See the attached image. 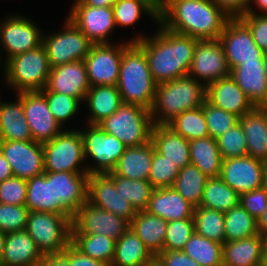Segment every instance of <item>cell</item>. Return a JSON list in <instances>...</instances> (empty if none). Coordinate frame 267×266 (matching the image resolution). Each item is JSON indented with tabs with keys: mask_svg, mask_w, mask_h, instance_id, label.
Instances as JSON below:
<instances>
[{
	"mask_svg": "<svg viewBox=\"0 0 267 266\" xmlns=\"http://www.w3.org/2000/svg\"><path fill=\"white\" fill-rule=\"evenodd\" d=\"M158 25V33L152 37L131 39L144 51L154 81L160 84L188 76L198 39Z\"/></svg>",
	"mask_w": 267,
	"mask_h": 266,
	"instance_id": "obj_1",
	"label": "cell"
},
{
	"mask_svg": "<svg viewBox=\"0 0 267 266\" xmlns=\"http://www.w3.org/2000/svg\"><path fill=\"white\" fill-rule=\"evenodd\" d=\"M229 19L211 0H159V22L198 40L219 39Z\"/></svg>",
	"mask_w": 267,
	"mask_h": 266,
	"instance_id": "obj_2",
	"label": "cell"
},
{
	"mask_svg": "<svg viewBox=\"0 0 267 266\" xmlns=\"http://www.w3.org/2000/svg\"><path fill=\"white\" fill-rule=\"evenodd\" d=\"M206 100V86L184 76L156 86L150 114L154 125H167L181 113L202 106Z\"/></svg>",
	"mask_w": 267,
	"mask_h": 266,
	"instance_id": "obj_3",
	"label": "cell"
},
{
	"mask_svg": "<svg viewBox=\"0 0 267 266\" xmlns=\"http://www.w3.org/2000/svg\"><path fill=\"white\" fill-rule=\"evenodd\" d=\"M156 86L144 51L131 42L123 51L117 84L123 103L151 110Z\"/></svg>",
	"mask_w": 267,
	"mask_h": 266,
	"instance_id": "obj_4",
	"label": "cell"
},
{
	"mask_svg": "<svg viewBox=\"0 0 267 266\" xmlns=\"http://www.w3.org/2000/svg\"><path fill=\"white\" fill-rule=\"evenodd\" d=\"M4 66L6 84L17 93L46 88L51 66L43 45L11 57Z\"/></svg>",
	"mask_w": 267,
	"mask_h": 266,
	"instance_id": "obj_5",
	"label": "cell"
},
{
	"mask_svg": "<svg viewBox=\"0 0 267 266\" xmlns=\"http://www.w3.org/2000/svg\"><path fill=\"white\" fill-rule=\"evenodd\" d=\"M98 125L108 134L117 137L127 147L149 143L154 126L150 110L127 103H123L118 110Z\"/></svg>",
	"mask_w": 267,
	"mask_h": 266,
	"instance_id": "obj_6",
	"label": "cell"
},
{
	"mask_svg": "<svg viewBox=\"0 0 267 266\" xmlns=\"http://www.w3.org/2000/svg\"><path fill=\"white\" fill-rule=\"evenodd\" d=\"M25 231L42 255L61 254L72 240V219L64 215L29 212Z\"/></svg>",
	"mask_w": 267,
	"mask_h": 266,
	"instance_id": "obj_7",
	"label": "cell"
},
{
	"mask_svg": "<svg viewBox=\"0 0 267 266\" xmlns=\"http://www.w3.org/2000/svg\"><path fill=\"white\" fill-rule=\"evenodd\" d=\"M43 145L44 172L87 173L80 130H65ZM80 166V167H79Z\"/></svg>",
	"mask_w": 267,
	"mask_h": 266,
	"instance_id": "obj_8",
	"label": "cell"
},
{
	"mask_svg": "<svg viewBox=\"0 0 267 266\" xmlns=\"http://www.w3.org/2000/svg\"><path fill=\"white\" fill-rule=\"evenodd\" d=\"M86 125L87 130H80L84 158L87 160L90 156L96 165L89 168L86 166L88 175L112 172L127 146L117 137L105 132L99 125Z\"/></svg>",
	"mask_w": 267,
	"mask_h": 266,
	"instance_id": "obj_9",
	"label": "cell"
},
{
	"mask_svg": "<svg viewBox=\"0 0 267 266\" xmlns=\"http://www.w3.org/2000/svg\"><path fill=\"white\" fill-rule=\"evenodd\" d=\"M60 32L43 36L42 45L46 48L51 68L70 62L84 60L93 43L68 18Z\"/></svg>",
	"mask_w": 267,
	"mask_h": 266,
	"instance_id": "obj_10",
	"label": "cell"
},
{
	"mask_svg": "<svg viewBox=\"0 0 267 266\" xmlns=\"http://www.w3.org/2000/svg\"><path fill=\"white\" fill-rule=\"evenodd\" d=\"M229 69L250 62H264V52L254 42L249 27L239 18H230L218 39Z\"/></svg>",
	"mask_w": 267,
	"mask_h": 266,
	"instance_id": "obj_11",
	"label": "cell"
},
{
	"mask_svg": "<svg viewBox=\"0 0 267 266\" xmlns=\"http://www.w3.org/2000/svg\"><path fill=\"white\" fill-rule=\"evenodd\" d=\"M132 41L123 44H93L84 62L90 87L118 84L120 63L124 49Z\"/></svg>",
	"mask_w": 267,
	"mask_h": 266,
	"instance_id": "obj_12",
	"label": "cell"
},
{
	"mask_svg": "<svg viewBox=\"0 0 267 266\" xmlns=\"http://www.w3.org/2000/svg\"><path fill=\"white\" fill-rule=\"evenodd\" d=\"M129 228L130 223L127 220L88 201L78 209L72 219V234H98L116 241Z\"/></svg>",
	"mask_w": 267,
	"mask_h": 266,
	"instance_id": "obj_13",
	"label": "cell"
},
{
	"mask_svg": "<svg viewBox=\"0 0 267 266\" xmlns=\"http://www.w3.org/2000/svg\"><path fill=\"white\" fill-rule=\"evenodd\" d=\"M17 96L22 100L33 141L44 144L63 131V127L49 110L45 95L41 91H23L17 93Z\"/></svg>",
	"mask_w": 267,
	"mask_h": 266,
	"instance_id": "obj_14",
	"label": "cell"
},
{
	"mask_svg": "<svg viewBox=\"0 0 267 266\" xmlns=\"http://www.w3.org/2000/svg\"><path fill=\"white\" fill-rule=\"evenodd\" d=\"M188 76L202 83L205 81V86L230 76L224 49L218 39L197 40Z\"/></svg>",
	"mask_w": 267,
	"mask_h": 266,
	"instance_id": "obj_15",
	"label": "cell"
},
{
	"mask_svg": "<svg viewBox=\"0 0 267 266\" xmlns=\"http://www.w3.org/2000/svg\"><path fill=\"white\" fill-rule=\"evenodd\" d=\"M67 18L93 44H109V35L116 28L112 7H92L75 0Z\"/></svg>",
	"mask_w": 267,
	"mask_h": 266,
	"instance_id": "obj_16",
	"label": "cell"
},
{
	"mask_svg": "<svg viewBox=\"0 0 267 266\" xmlns=\"http://www.w3.org/2000/svg\"><path fill=\"white\" fill-rule=\"evenodd\" d=\"M37 25L24 16L6 17L0 24V43L6 54L5 62L11 57L25 53L42 45L43 34Z\"/></svg>",
	"mask_w": 267,
	"mask_h": 266,
	"instance_id": "obj_17",
	"label": "cell"
},
{
	"mask_svg": "<svg viewBox=\"0 0 267 266\" xmlns=\"http://www.w3.org/2000/svg\"><path fill=\"white\" fill-rule=\"evenodd\" d=\"M0 152L10 163L15 177L29 180L44 173V152L41 143L0 140Z\"/></svg>",
	"mask_w": 267,
	"mask_h": 266,
	"instance_id": "obj_18",
	"label": "cell"
},
{
	"mask_svg": "<svg viewBox=\"0 0 267 266\" xmlns=\"http://www.w3.org/2000/svg\"><path fill=\"white\" fill-rule=\"evenodd\" d=\"M87 201L131 223L136 215L132 205L115 188L114 179L107 174L88 177Z\"/></svg>",
	"mask_w": 267,
	"mask_h": 266,
	"instance_id": "obj_19",
	"label": "cell"
},
{
	"mask_svg": "<svg viewBox=\"0 0 267 266\" xmlns=\"http://www.w3.org/2000/svg\"><path fill=\"white\" fill-rule=\"evenodd\" d=\"M88 173L54 172L56 214L73 219L87 202Z\"/></svg>",
	"mask_w": 267,
	"mask_h": 266,
	"instance_id": "obj_20",
	"label": "cell"
},
{
	"mask_svg": "<svg viewBox=\"0 0 267 266\" xmlns=\"http://www.w3.org/2000/svg\"><path fill=\"white\" fill-rule=\"evenodd\" d=\"M263 161L249 155L222 161L219 177L241 194L262 187Z\"/></svg>",
	"mask_w": 267,
	"mask_h": 266,
	"instance_id": "obj_21",
	"label": "cell"
},
{
	"mask_svg": "<svg viewBox=\"0 0 267 266\" xmlns=\"http://www.w3.org/2000/svg\"><path fill=\"white\" fill-rule=\"evenodd\" d=\"M90 85L84 60H78L51 68L44 90L65 94L84 101Z\"/></svg>",
	"mask_w": 267,
	"mask_h": 266,
	"instance_id": "obj_22",
	"label": "cell"
},
{
	"mask_svg": "<svg viewBox=\"0 0 267 266\" xmlns=\"http://www.w3.org/2000/svg\"><path fill=\"white\" fill-rule=\"evenodd\" d=\"M206 100L239 118L255 108L231 76L208 84L206 86Z\"/></svg>",
	"mask_w": 267,
	"mask_h": 266,
	"instance_id": "obj_23",
	"label": "cell"
},
{
	"mask_svg": "<svg viewBox=\"0 0 267 266\" xmlns=\"http://www.w3.org/2000/svg\"><path fill=\"white\" fill-rule=\"evenodd\" d=\"M230 76L255 107H267V76L264 62L242 63L230 70Z\"/></svg>",
	"mask_w": 267,
	"mask_h": 266,
	"instance_id": "obj_24",
	"label": "cell"
},
{
	"mask_svg": "<svg viewBox=\"0 0 267 266\" xmlns=\"http://www.w3.org/2000/svg\"><path fill=\"white\" fill-rule=\"evenodd\" d=\"M195 207L173 187L154 189L147 212L168 221L193 219Z\"/></svg>",
	"mask_w": 267,
	"mask_h": 266,
	"instance_id": "obj_25",
	"label": "cell"
},
{
	"mask_svg": "<svg viewBox=\"0 0 267 266\" xmlns=\"http://www.w3.org/2000/svg\"><path fill=\"white\" fill-rule=\"evenodd\" d=\"M247 142V155L267 160V107H255L239 118Z\"/></svg>",
	"mask_w": 267,
	"mask_h": 266,
	"instance_id": "obj_26",
	"label": "cell"
},
{
	"mask_svg": "<svg viewBox=\"0 0 267 266\" xmlns=\"http://www.w3.org/2000/svg\"><path fill=\"white\" fill-rule=\"evenodd\" d=\"M267 240L257 234L223 243V266H261Z\"/></svg>",
	"mask_w": 267,
	"mask_h": 266,
	"instance_id": "obj_27",
	"label": "cell"
},
{
	"mask_svg": "<svg viewBox=\"0 0 267 266\" xmlns=\"http://www.w3.org/2000/svg\"><path fill=\"white\" fill-rule=\"evenodd\" d=\"M42 257L25 230L6 234L1 266H37Z\"/></svg>",
	"mask_w": 267,
	"mask_h": 266,
	"instance_id": "obj_28",
	"label": "cell"
},
{
	"mask_svg": "<svg viewBox=\"0 0 267 266\" xmlns=\"http://www.w3.org/2000/svg\"><path fill=\"white\" fill-rule=\"evenodd\" d=\"M151 141L159 154L167 157L180 169L191 164L189 141L167 125H154Z\"/></svg>",
	"mask_w": 267,
	"mask_h": 266,
	"instance_id": "obj_29",
	"label": "cell"
},
{
	"mask_svg": "<svg viewBox=\"0 0 267 266\" xmlns=\"http://www.w3.org/2000/svg\"><path fill=\"white\" fill-rule=\"evenodd\" d=\"M154 150L152 141L141 146L126 147L112 173L124 178L147 180Z\"/></svg>",
	"mask_w": 267,
	"mask_h": 266,
	"instance_id": "obj_30",
	"label": "cell"
},
{
	"mask_svg": "<svg viewBox=\"0 0 267 266\" xmlns=\"http://www.w3.org/2000/svg\"><path fill=\"white\" fill-rule=\"evenodd\" d=\"M89 109L88 124L98 125L112 115L123 104L120 92L115 85L92 86L85 95Z\"/></svg>",
	"mask_w": 267,
	"mask_h": 266,
	"instance_id": "obj_31",
	"label": "cell"
},
{
	"mask_svg": "<svg viewBox=\"0 0 267 266\" xmlns=\"http://www.w3.org/2000/svg\"><path fill=\"white\" fill-rule=\"evenodd\" d=\"M167 224L166 220L144 210L136 212L130 223V228L156 257L164 250Z\"/></svg>",
	"mask_w": 267,
	"mask_h": 266,
	"instance_id": "obj_32",
	"label": "cell"
},
{
	"mask_svg": "<svg viewBox=\"0 0 267 266\" xmlns=\"http://www.w3.org/2000/svg\"><path fill=\"white\" fill-rule=\"evenodd\" d=\"M0 140L33 141L18 96L15 102H0Z\"/></svg>",
	"mask_w": 267,
	"mask_h": 266,
	"instance_id": "obj_33",
	"label": "cell"
},
{
	"mask_svg": "<svg viewBox=\"0 0 267 266\" xmlns=\"http://www.w3.org/2000/svg\"><path fill=\"white\" fill-rule=\"evenodd\" d=\"M155 256L143 244L132 228H129L117 241L110 266H147Z\"/></svg>",
	"mask_w": 267,
	"mask_h": 266,
	"instance_id": "obj_34",
	"label": "cell"
},
{
	"mask_svg": "<svg viewBox=\"0 0 267 266\" xmlns=\"http://www.w3.org/2000/svg\"><path fill=\"white\" fill-rule=\"evenodd\" d=\"M25 206L29 212L39 211L56 214L54 172H44L27 180Z\"/></svg>",
	"mask_w": 267,
	"mask_h": 266,
	"instance_id": "obj_35",
	"label": "cell"
},
{
	"mask_svg": "<svg viewBox=\"0 0 267 266\" xmlns=\"http://www.w3.org/2000/svg\"><path fill=\"white\" fill-rule=\"evenodd\" d=\"M189 155L191 164L207 177H219L223 159L215 139L209 136L189 141Z\"/></svg>",
	"mask_w": 267,
	"mask_h": 266,
	"instance_id": "obj_36",
	"label": "cell"
},
{
	"mask_svg": "<svg viewBox=\"0 0 267 266\" xmlns=\"http://www.w3.org/2000/svg\"><path fill=\"white\" fill-rule=\"evenodd\" d=\"M112 8L116 27L134 25L142 13L159 22V0H117Z\"/></svg>",
	"mask_w": 267,
	"mask_h": 266,
	"instance_id": "obj_37",
	"label": "cell"
},
{
	"mask_svg": "<svg viewBox=\"0 0 267 266\" xmlns=\"http://www.w3.org/2000/svg\"><path fill=\"white\" fill-rule=\"evenodd\" d=\"M238 205L239 194L220 177L207 179L200 206L225 213Z\"/></svg>",
	"mask_w": 267,
	"mask_h": 266,
	"instance_id": "obj_38",
	"label": "cell"
},
{
	"mask_svg": "<svg viewBox=\"0 0 267 266\" xmlns=\"http://www.w3.org/2000/svg\"><path fill=\"white\" fill-rule=\"evenodd\" d=\"M71 243L84 255L111 265L116 240L98 234H72Z\"/></svg>",
	"mask_w": 267,
	"mask_h": 266,
	"instance_id": "obj_39",
	"label": "cell"
},
{
	"mask_svg": "<svg viewBox=\"0 0 267 266\" xmlns=\"http://www.w3.org/2000/svg\"><path fill=\"white\" fill-rule=\"evenodd\" d=\"M223 244L196 232L186 242L183 252L201 266H223Z\"/></svg>",
	"mask_w": 267,
	"mask_h": 266,
	"instance_id": "obj_40",
	"label": "cell"
},
{
	"mask_svg": "<svg viewBox=\"0 0 267 266\" xmlns=\"http://www.w3.org/2000/svg\"><path fill=\"white\" fill-rule=\"evenodd\" d=\"M208 178L199 168L190 164L180 169L172 187L196 208L201 204Z\"/></svg>",
	"mask_w": 267,
	"mask_h": 266,
	"instance_id": "obj_41",
	"label": "cell"
},
{
	"mask_svg": "<svg viewBox=\"0 0 267 266\" xmlns=\"http://www.w3.org/2000/svg\"><path fill=\"white\" fill-rule=\"evenodd\" d=\"M225 242L241 240L258 234L257 219L240 205L224 213Z\"/></svg>",
	"mask_w": 267,
	"mask_h": 266,
	"instance_id": "obj_42",
	"label": "cell"
},
{
	"mask_svg": "<svg viewBox=\"0 0 267 266\" xmlns=\"http://www.w3.org/2000/svg\"><path fill=\"white\" fill-rule=\"evenodd\" d=\"M113 179L115 188L127 200L136 212L148 208L151 193L154 188L148 180L129 179L108 173Z\"/></svg>",
	"mask_w": 267,
	"mask_h": 266,
	"instance_id": "obj_43",
	"label": "cell"
},
{
	"mask_svg": "<svg viewBox=\"0 0 267 266\" xmlns=\"http://www.w3.org/2000/svg\"><path fill=\"white\" fill-rule=\"evenodd\" d=\"M194 232L221 244L225 242L224 213L198 206L193 215Z\"/></svg>",
	"mask_w": 267,
	"mask_h": 266,
	"instance_id": "obj_44",
	"label": "cell"
},
{
	"mask_svg": "<svg viewBox=\"0 0 267 266\" xmlns=\"http://www.w3.org/2000/svg\"><path fill=\"white\" fill-rule=\"evenodd\" d=\"M167 126L188 141L209 137L202 106L181 113L171 120Z\"/></svg>",
	"mask_w": 267,
	"mask_h": 266,
	"instance_id": "obj_45",
	"label": "cell"
},
{
	"mask_svg": "<svg viewBox=\"0 0 267 266\" xmlns=\"http://www.w3.org/2000/svg\"><path fill=\"white\" fill-rule=\"evenodd\" d=\"M209 136L217 139L239 122V117L233 113L218 108L207 100L202 104Z\"/></svg>",
	"mask_w": 267,
	"mask_h": 266,
	"instance_id": "obj_46",
	"label": "cell"
},
{
	"mask_svg": "<svg viewBox=\"0 0 267 266\" xmlns=\"http://www.w3.org/2000/svg\"><path fill=\"white\" fill-rule=\"evenodd\" d=\"M179 171L180 168L175 163L154 150L151 170L147 180L154 189L172 187Z\"/></svg>",
	"mask_w": 267,
	"mask_h": 266,
	"instance_id": "obj_47",
	"label": "cell"
},
{
	"mask_svg": "<svg viewBox=\"0 0 267 266\" xmlns=\"http://www.w3.org/2000/svg\"><path fill=\"white\" fill-rule=\"evenodd\" d=\"M223 160L247 155V142L243 128L238 122L216 139Z\"/></svg>",
	"mask_w": 267,
	"mask_h": 266,
	"instance_id": "obj_48",
	"label": "cell"
},
{
	"mask_svg": "<svg viewBox=\"0 0 267 266\" xmlns=\"http://www.w3.org/2000/svg\"><path fill=\"white\" fill-rule=\"evenodd\" d=\"M41 92L45 95L49 110L62 127L64 122L77 114L80 105L77 98L51 91Z\"/></svg>",
	"mask_w": 267,
	"mask_h": 266,
	"instance_id": "obj_49",
	"label": "cell"
},
{
	"mask_svg": "<svg viewBox=\"0 0 267 266\" xmlns=\"http://www.w3.org/2000/svg\"><path fill=\"white\" fill-rule=\"evenodd\" d=\"M193 232V219L168 221L164 250H183Z\"/></svg>",
	"mask_w": 267,
	"mask_h": 266,
	"instance_id": "obj_50",
	"label": "cell"
},
{
	"mask_svg": "<svg viewBox=\"0 0 267 266\" xmlns=\"http://www.w3.org/2000/svg\"><path fill=\"white\" fill-rule=\"evenodd\" d=\"M29 210L25 205L0 203V230L5 233L24 231Z\"/></svg>",
	"mask_w": 267,
	"mask_h": 266,
	"instance_id": "obj_51",
	"label": "cell"
},
{
	"mask_svg": "<svg viewBox=\"0 0 267 266\" xmlns=\"http://www.w3.org/2000/svg\"><path fill=\"white\" fill-rule=\"evenodd\" d=\"M27 196V180L11 177L0 182V203L25 205Z\"/></svg>",
	"mask_w": 267,
	"mask_h": 266,
	"instance_id": "obj_52",
	"label": "cell"
},
{
	"mask_svg": "<svg viewBox=\"0 0 267 266\" xmlns=\"http://www.w3.org/2000/svg\"><path fill=\"white\" fill-rule=\"evenodd\" d=\"M250 29L254 42L265 53L267 52V15H260L251 6L239 17Z\"/></svg>",
	"mask_w": 267,
	"mask_h": 266,
	"instance_id": "obj_53",
	"label": "cell"
},
{
	"mask_svg": "<svg viewBox=\"0 0 267 266\" xmlns=\"http://www.w3.org/2000/svg\"><path fill=\"white\" fill-rule=\"evenodd\" d=\"M239 205L257 219L267 210V190L261 187L239 194Z\"/></svg>",
	"mask_w": 267,
	"mask_h": 266,
	"instance_id": "obj_54",
	"label": "cell"
},
{
	"mask_svg": "<svg viewBox=\"0 0 267 266\" xmlns=\"http://www.w3.org/2000/svg\"><path fill=\"white\" fill-rule=\"evenodd\" d=\"M155 259L161 266H201L185 254L183 250H163L155 257Z\"/></svg>",
	"mask_w": 267,
	"mask_h": 266,
	"instance_id": "obj_55",
	"label": "cell"
},
{
	"mask_svg": "<svg viewBox=\"0 0 267 266\" xmlns=\"http://www.w3.org/2000/svg\"><path fill=\"white\" fill-rule=\"evenodd\" d=\"M70 266H110L84 255L72 243L61 253Z\"/></svg>",
	"mask_w": 267,
	"mask_h": 266,
	"instance_id": "obj_56",
	"label": "cell"
},
{
	"mask_svg": "<svg viewBox=\"0 0 267 266\" xmlns=\"http://www.w3.org/2000/svg\"><path fill=\"white\" fill-rule=\"evenodd\" d=\"M217 7L224 11L230 18L240 17L245 14L250 0H211Z\"/></svg>",
	"mask_w": 267,
	"mask_h": 266,
	"instance_id": "obj_57",
	"label": "cell"
},
{
	"mask_svg": "<svg viewBox=\"0 0 267 266\" xmlns=\"http://www.w3.org/2000/svg\"><path fill=\"white\" fill-rule=\"evenodd\" d=\"M37 266H70L62 254L43 255Z\"/></svg>",
	"mask_w": 267,
	"mask_h": 266,
	"instance_id": "obj_58",
	"label": "cell"
},
{
	"mask_svg": "<svg viewBox=\"0 0 267 266\" xmlns=\"http://www.w3.org/2000/svg\"><path fill=\"white\" fill-rule=\"evenodd\" d=\"M11 177H13V173L10 163L4 157L2 152H0V182Z\"/></svg>",
	"mask_w": 267,
	"mask_h": 266,
	"instance_id": "obj_59",
	"label": "cell"
},
{
	"mask_svg": "<svg viewBox=\"0 0 267 266\" xmlns=\"http://www.w3.org/2000/svg\"><path fill=\"white\" fill-rule=\"evenodd\" d=\"M257 230L267 240V210L257 218Z\"/></svg>",
	"mask_w": 267,
	"mask_h": 266,
	"instance_id": "obj_60",
	"label": "cell"
},
{
	"mask_svg": "<svg viewBox=\"0 0 267 266\" xmlns=\"http://www.w3.org/2000/svg\"><path fill=\"white\" fill-rule=\"evenodd\" d=\"M85 5L92 7H112L117 0H81Z\"/></svg>",
	"mask_w": 267,
	"mask_h": 266,
	"instance_id": "obj_61",
	"label": "cell"
},
{
	"mask_svg": "<svg viewBox=\"0 0 267 266\" xmlns=\"http://www.w3.org/2000/svg\"><path fill=\"white\" fill-rule=\"evenodd\" d=\"M251 2H255L258 9L263 11V13H260V15H267V0H250L249 6L251 5Z\"/></svg>",
	"mask_w": 267,
	"mask_h": 266,
	"instance_id": "obj_62",
	"label": "cell"
},
{
	"mask_svg": "<svg viewBox=\"0 0 267 266\" xmlns=\"http://www.w3.org/2000/svg\"><path fill=\"white\" fill-rule=\"evenodd\" d=\"M5 237H6V234L3 233L0 230V266L2 264V258H3V255H4V242H5Z\"/></svg>",
	"mask_w": 267,
	"mask_h": 266,
	"instance_id": "obj_63",
	"label": "cell"
},
{
	"mask_svg": "<svg viewBox=\"0 0 267 266\" xmlns=\"http://www.w3.org/2000/svg\"><path fill=\"white\" fill-rule=\"evenodd\" d=\"M262 187L267 190V160L263 161Z\"/></svg>",
	"mask_w": 267,
	"mask_h": 266,
	"instance_id": "obj_64",
	"label": "cell"
},
{
	"mask_svg": "<svg viewBox=\"0 0 267 266\" xmlns=\"http://www.w3.org/2000/svg\"><path fill=\"white\" fill-rule=\"evenodd\" d=\"M261 266H267V243H266L265 248H264Z\"/></svg>",
	"mask_w": 267,
	"mask_h": 266,
	"instance_id": "obj_65",
	"label": "cell"
},
{
	"mask_svg": "<svg viewBox=\"0 0 267 266\" xmlns=\"http://www.w3.org/2000/svg\"><path fill=\"white\" fill-rule=\"evenodd\" d=\"M263 60H264V69H265L266 76H267V52L264 53Z\"/></svg>",
	"mask_w": 267,
	"mask_h": 266,
	"instance_id": "obj_66",
	"label": "cell"
},
{
	"mask_svg": "<svg viewBox=\"0 0 267 266\" xmlns=\"http://www.w3.org/2000/svg\"><path fill=\"white\" fill-rule=\"evenodd\" d=\"M147 266H161V264L155 259L153 262H151Z\"/></svg>",
	"mask_w": 267,
	"mask_h": 266,
	"instance_id": "obj_67",
	"label": "cell"
}]
</instances>
